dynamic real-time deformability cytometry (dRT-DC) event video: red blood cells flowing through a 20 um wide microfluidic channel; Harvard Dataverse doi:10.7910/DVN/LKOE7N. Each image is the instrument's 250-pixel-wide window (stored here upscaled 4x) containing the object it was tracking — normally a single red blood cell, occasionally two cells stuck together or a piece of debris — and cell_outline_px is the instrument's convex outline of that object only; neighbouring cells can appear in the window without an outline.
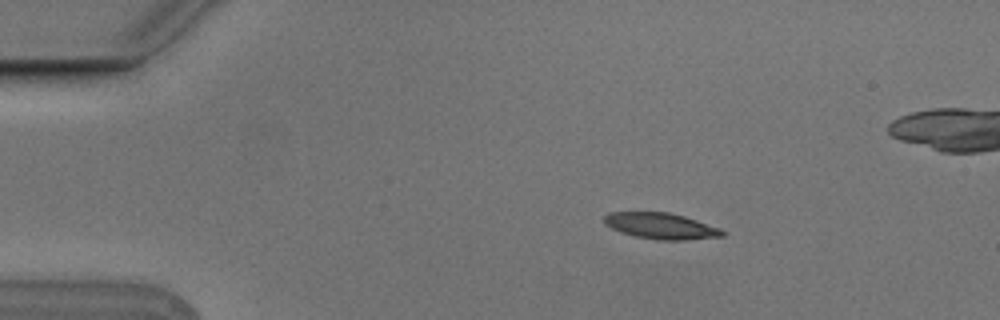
{"species": "Egyptian fruit bat (a non-hibernating species)", "species_latin": "Rousettus aegyptiacus", "temperature_condition": "cold", "stored_images_in_passage": 4, "camera_frame_rate_fps": 3000, "um_per_image_px": 0.085, "animal": {"sex": "male"}, "frame": {"image": 1, "passage_image": 1, "time_ms": 0.0, "image_size_px": [1000, 320], "cell_outline_px": [[728, 232], [724, 236], [688, 240], [660, 240], [636, 236], [620, 232], [604, 224], [604, 216], [608, 212], [668, 212], [684, 216], [720, 228]], "centroid_in_image_um": [56.2, 19.21], "position_along_channel_um": 28.8, "area_um2": 18.03}}